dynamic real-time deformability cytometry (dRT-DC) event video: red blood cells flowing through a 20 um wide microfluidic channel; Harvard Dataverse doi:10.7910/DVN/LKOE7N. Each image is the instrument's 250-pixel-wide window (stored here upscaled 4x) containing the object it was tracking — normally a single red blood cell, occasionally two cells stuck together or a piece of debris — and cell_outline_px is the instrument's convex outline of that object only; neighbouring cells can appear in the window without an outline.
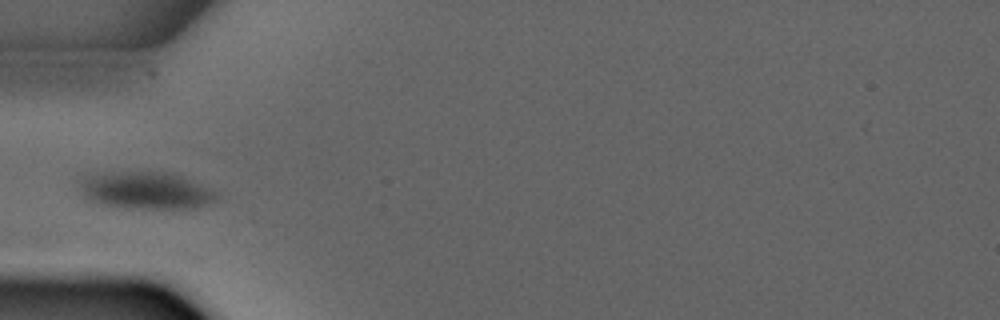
{"species": "common noctule bat (a hibernating species)", "species_latin": "Nyctalus noctula", "temperature_condition": "warm", "stored_images_in_passage": 2, "camera_frame_rate_fps": 3000, "um_per_image_px": 0.085, "animal": {"sex": "male", "forearm_length_mm": 52.5}, "frame": {"image": 1, "passage_image": 2, "time_ms": 1.0, "image_size_px": [1000, 320], "cell_outline_px": [[220, 192], [216, 200], [208, 204], [192, 208], [124, 208], [100, 204], [84, 200], [80, 192], [80, 180], [84, 176], [96, 172], [168, 172], [180, 176]], "centroid_in_image_um": [12.33, 16.19], "position_along_channel_um": 72.7, "area_um2": 30.11}}